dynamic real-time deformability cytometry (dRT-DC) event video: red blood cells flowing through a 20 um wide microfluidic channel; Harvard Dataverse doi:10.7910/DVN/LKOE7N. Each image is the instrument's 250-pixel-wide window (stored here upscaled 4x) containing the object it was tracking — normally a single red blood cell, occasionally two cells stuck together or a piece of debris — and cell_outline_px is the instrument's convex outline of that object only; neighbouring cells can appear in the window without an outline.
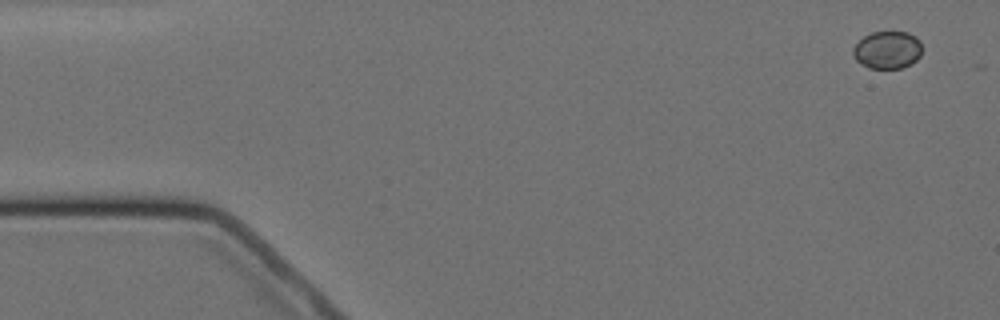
{"species": "Egyptian fruit bat (a non-hibernating species)", "species_latin": "Rousettus aegyptiacus", "temperature_condition": "cold", "stored_images_in_passage": 5, "camera_frame_rate_fps": 3000, "um_per_image_px": 0.085, "animal": {"sex": "female"}, "frame": {"image": 1, "passage_image": 1, "time_ms": 0.0, "image_size_px": [1000, 320], "cell_outline_px": [[920, 56], [912, 64], [900, 68], [868, 68], [860, 64], [856, 60], [852, 52], [852, 48], [864, 36], [872, 32], [908, 32], [916, 36], [920, 40]], "centroid_in_image_um": [75.42, 4.25], "position_along_channel_um": 9.6, "area_um2": 15.14}}